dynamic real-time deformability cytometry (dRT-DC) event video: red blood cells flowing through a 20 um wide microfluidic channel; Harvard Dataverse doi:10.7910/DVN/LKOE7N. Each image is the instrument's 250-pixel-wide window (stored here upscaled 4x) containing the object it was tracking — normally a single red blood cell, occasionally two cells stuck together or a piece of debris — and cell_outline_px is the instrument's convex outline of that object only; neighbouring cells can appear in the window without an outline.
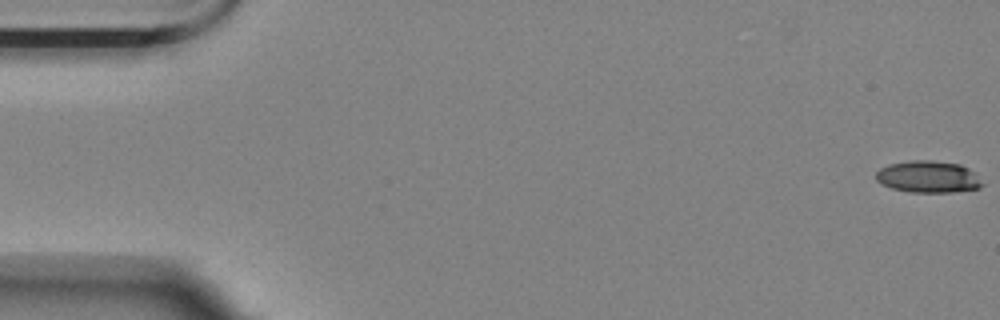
{"species": "Egyptian fruit bat (a non-hibernating species)", "species_latin": "Rousettus aegyptiacus", "temperature_condition": "room temperature", "stored_images_in_passage": 57, "camera_frame_rate_fps": 3000, "um_per_image_px": 0.085, "animal": {"sex": "female"}, "frame": {"image": 1, "passage_image": 1, "time_ms": 0.0, "image_size_px": [1000, 320], "cell_outline_px": [[984, 184], [980, 188], [952, 192], [908, 192], [892, 188], [880, 184], [876, 180], [876, 172], [880, 168], [888, 164], [908, 160], [932, 160], [960, 164], [968, 168]], "centroid_in_image_um": [78.85, 15.02], "position_along_channel_um": 6.1, "area_um2": 19.83}}
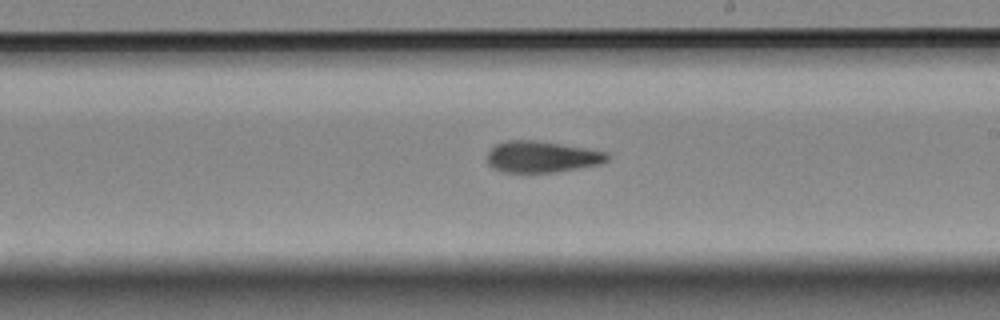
{"frame": {"image": 2, "passage_image": 33, "time_ms": 10.667, "image_size_px": [1000, 320], "cell_outline_px": [[608, 160], [600, 164], [556, 172], [504, 172], [492, 168], [488, 164], [488, 152], [496, 144], [508, 140], [532, 140], [584, 148], [608, 152]], "centroid_in_image_um": [46.03, 13.33], "position_along_channel_um": 243.0, "area_um2": 21.68}}
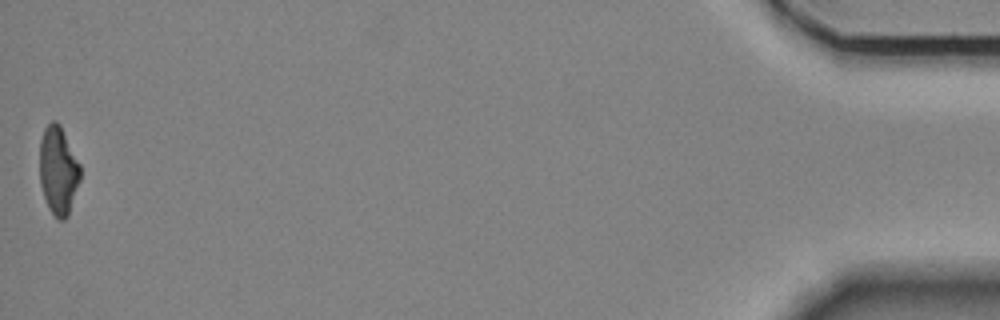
{"frame": {"image": 3, "passage_image": 57, "time_ms": 18.667, "image_size_px": [1000, 320], "cell_outline_px": [[80, 180], [68, 216], [64, 220], [60, 220], [48, 208], [40, 184], [40, 140], [44, 128], [52, 120], [56, 120], [60, 124], [80, 164]], "centroid_in_image_um": [4.95, 14.47], "position_along_channel_um": 430.2, "area_um2": 20.87}, "authors_computed_cell_mechanics": {"area_um2": 21.675, "velocity_mm_per_s": 3.5272, "shape_relaxation_time_tau1_ms": 5.1343, "shape_relaxation_time_tau2_ms": 5.0369, "deformation_change_tau1": 0.1871, "deformation_change_tau2": 0.1459}}